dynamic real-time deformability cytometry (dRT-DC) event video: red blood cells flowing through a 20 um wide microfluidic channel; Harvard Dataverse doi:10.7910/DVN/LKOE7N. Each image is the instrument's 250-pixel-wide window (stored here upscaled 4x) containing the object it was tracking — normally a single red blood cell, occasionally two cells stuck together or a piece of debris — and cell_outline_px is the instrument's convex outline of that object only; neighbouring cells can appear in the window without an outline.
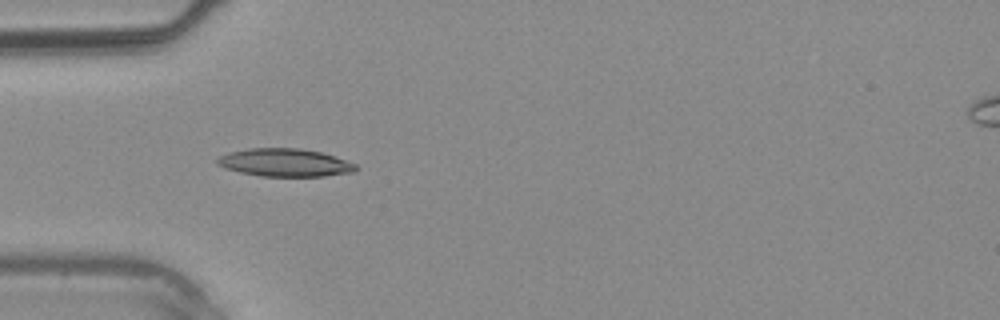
{"species": "common noctule bat (a hibernating species)", "species_latin": "Nyctalus noctula", "temperature_condition": "warm", "stored_images_in_passage": 5, "camera_frame_rate_fps": 3000, "um_per_image_px": 0.085, "animal": {"sex": "male", "body_mass_g": 20.4}, "frame": {"image": 1, "passage_image": 4, "time_ms": 3.667, "image_size_px": [1000, 320], "cell_outline_px": [[360, 168], [356, 172], [324, 176], [260, 176], [240, 172], [224, 168], [216, 164], [216, 160], [220, 156], [228, 152], [248, 148], [300, 148], [320, 152], [356, 164]], "centroid_in_image_um": [24.21, 13.82], "position_along_channel_um": 60.8, "area_um2": 22.6}}